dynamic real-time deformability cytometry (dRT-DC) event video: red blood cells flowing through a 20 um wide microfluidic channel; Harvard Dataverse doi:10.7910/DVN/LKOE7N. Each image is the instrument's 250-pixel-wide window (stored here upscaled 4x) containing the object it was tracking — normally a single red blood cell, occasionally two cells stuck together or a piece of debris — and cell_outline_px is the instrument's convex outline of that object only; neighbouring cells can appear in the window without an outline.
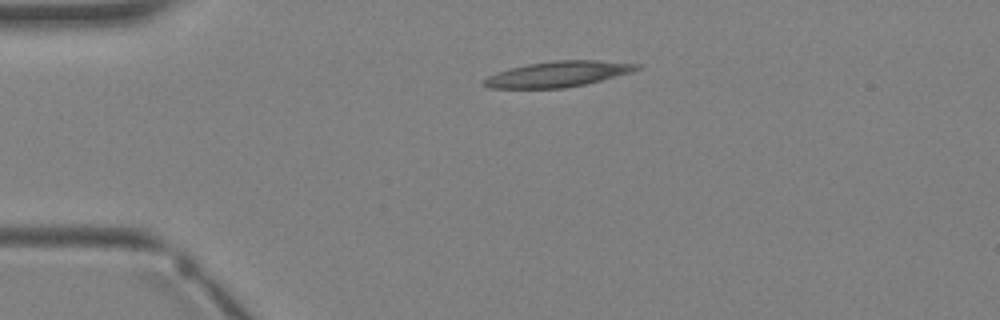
{"species": "Egyptian fruit bat (a non-hibernating species)", "species_latin": "Rousettus aegyptiacus", "temperature_condition": "warm", "stored_images_in_passage": 2, "camera_frame_rate_fps": 3000, "um_per_image_px": 0.085, "animal": {"sex": "female"}, "frame": {"image": 1, "passage_image": 1, "time_ms": 0.0, "image_size_px": [1000, 320], "cell_outline_px": [[644, 64], [640, 68], [632, 72], [584, 84], [564, 88], [492, 88], [480, 84], [488, 76], [496, 72], [508, 68], [528, 64], [552, 60], [596, 60]], "centroid_in_image_um": [47.42, 6.28], "position_along_channel_um": 37.6, "area_um2": 22.83}}